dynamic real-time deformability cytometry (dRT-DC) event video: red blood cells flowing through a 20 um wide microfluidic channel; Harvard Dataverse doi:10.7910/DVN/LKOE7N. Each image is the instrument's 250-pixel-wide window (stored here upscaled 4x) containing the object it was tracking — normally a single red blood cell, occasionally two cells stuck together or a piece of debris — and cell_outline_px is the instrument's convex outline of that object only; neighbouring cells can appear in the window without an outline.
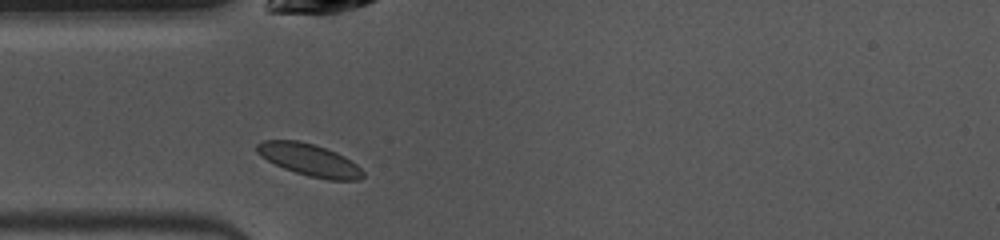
{"species": "common noctule bat (a hibernating species)", "species_latin": "Nyctalus noctula", "temperature_condition": "warm", "stored_images_in_passage": 37, "camera_frame_rate_fps": 3000, "um_per_image_px": 0.085, "animal": {"sex": "female", "body_mass_g": 10.0, "forearm_length_mm": 53.1}, "frame": {"image": 1, "passage_image": 1, "time_ms": 0.0, "image_size_px": [1000, 240], "cell_outline_px": [[364, 176], [360, 180], [328, 180], [308, 176], [284, 168], [260, 156], [256, 152], [256, 144], [264, 140], [300, 140], [336, 152], [344, 156], [356, 164], [364, 172]], "centroid_in_image_um": [26.3, 13.59], "position_along_channel_um": 58.7, "area_um2": 19.77}}
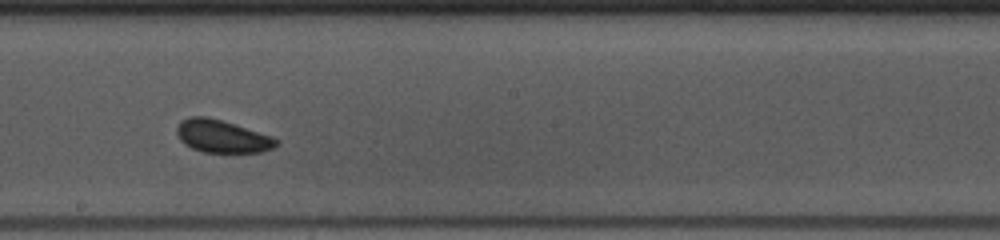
{"frame": {"image": 2, "passage_image": 14, "time_ms": 4.333, "image_size_px": [1000, 240], "cell_outline_px": [[280, 144], [272, 148], [260, 152], [204, 152], [192, 148], [184, 144], [180, 140], [176, 132], [176, 128], [180, 120], [188, 116], [204, 116], [220, 120], [272, 136], [280, 140]], "centroid_in_image_um": [18.86, 11.59], "position_along_channel_um": 229.3, "area_um2": 18.9}}
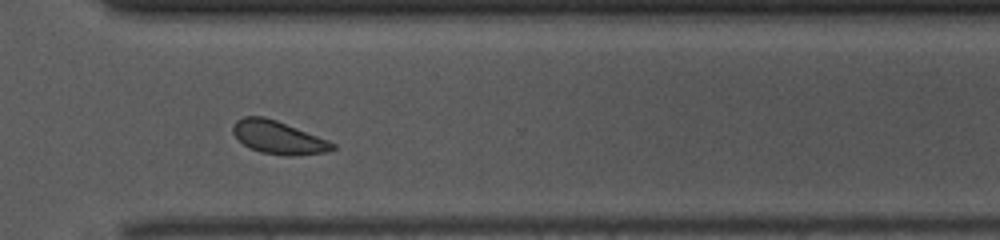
{"frame": {"image": 3, "passage_image": 23, "time_ms": 7.333, "image_size_px": [1000, 240], "cell_outline_px": [[336, 148], [328, 152], [292, 156], [288, 156], [260, 152], [248, 148], [232, 132], [232, 128], [236, 120], [244, 116], [264, 116], [276, 120], [328, 140], [336, 144]], "centroid_in_image_um": [23.66, 11.69], "position_along_channel_um": 346.9, "area_um2": 19.13}, "authors_computed_cell_mechanics": {"area_um2": 19.1318, "velocity_mm_per_s": 3.9303, "shape_relaxation_time_tau1_ms": 0.9577, "shape_relaxation_time_tau2_ms": 4.7284, "deformation_change_tau1": 0.0458, "deformation_change_tau2": 0.0862}}